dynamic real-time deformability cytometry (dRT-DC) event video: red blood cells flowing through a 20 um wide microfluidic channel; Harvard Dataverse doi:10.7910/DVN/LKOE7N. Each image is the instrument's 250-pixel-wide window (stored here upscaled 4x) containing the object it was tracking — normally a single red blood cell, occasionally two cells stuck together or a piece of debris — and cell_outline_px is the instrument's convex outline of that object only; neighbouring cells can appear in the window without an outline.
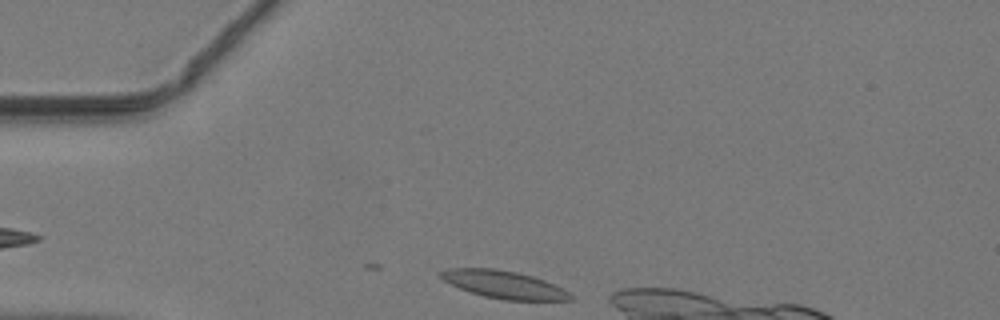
{"species": "common noctule bat (a hibernating species)", "species_latin": "Nyctalus noctula", "temperature_condition": "warm", "stored_images_in_passage": 9, "camera_frame_rate_fps": 3000, "um_per_image_px": 0.085, "animal": {"sex": "male", "body_mass_g": 19.2, "forearm_length_mm": 51.8}, "frame": {"image": 1, "passage_image": 1, "time_ms": 0.0, "image_size_px": [1000, 320], "cell_outline_px": [[572, 300], [504, 300], [484, 296], [460, 288], [444, 280], [440, 276], [440, 272], [448, 268], [496, 268], [516, 272], [532, 276], [544, 280], [568, 292], [572, 296]], "centroid_in_image_um": [42.82, 24.18], "position_along_channel_um": 42.2, "area_um2": 20.52}}
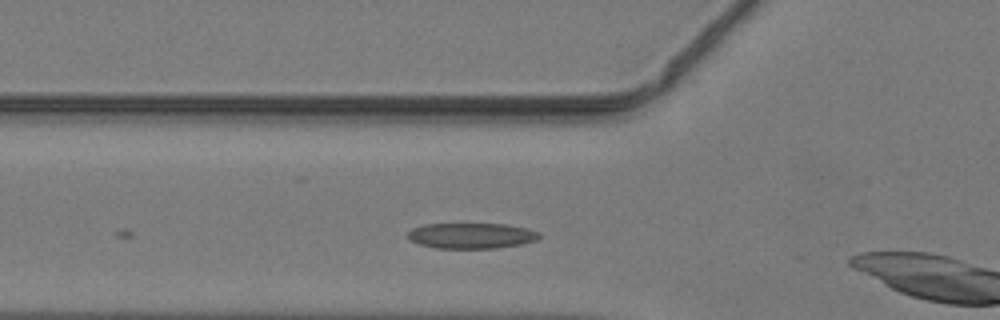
{"frame": {"image": 2, "passage_image": 6, "time_ms": 1.667, "image_size_px": [1000, 320], "cell_outline_px": [[540, 236], [536, 240], [520, 244], [496, 248], [436, 248], [420, 244], [408, 240], [408, 232], [412, 228], [424, 224], [508, 224], [540, 232]], "centroid_in_image_um": [40.04, 20.03], "position_along_channel_um": 85.8, "area_um2": 19.54}}
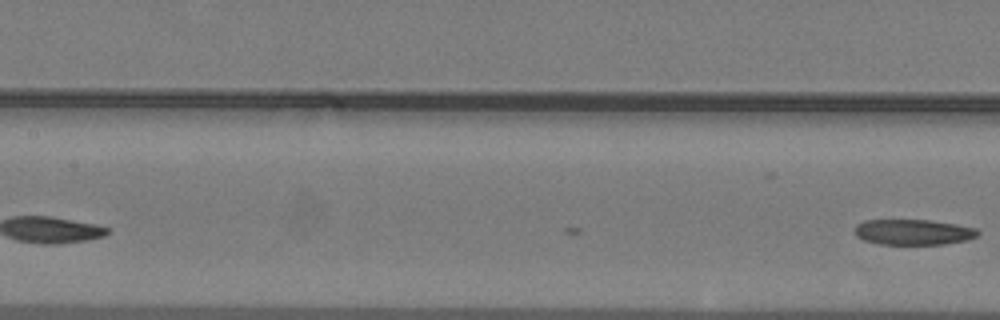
{"frame": {"image": 3, "passage_image": 9, "time_ms": 2.667, "image_size_px": [1000, 320], "cell_outline_px": [[980, 236], [968, 240], [944, 244], [880, 244], [864, 240], [856, 236], [852, 232], [856, 224], [864, 220], [932, 220], [956, 224], [976, 228], [980, 232]], "centroid_in_image_um": [77.63, 19.72], "position_along_channel_um": 129.8, "area_um2": 18.61}}